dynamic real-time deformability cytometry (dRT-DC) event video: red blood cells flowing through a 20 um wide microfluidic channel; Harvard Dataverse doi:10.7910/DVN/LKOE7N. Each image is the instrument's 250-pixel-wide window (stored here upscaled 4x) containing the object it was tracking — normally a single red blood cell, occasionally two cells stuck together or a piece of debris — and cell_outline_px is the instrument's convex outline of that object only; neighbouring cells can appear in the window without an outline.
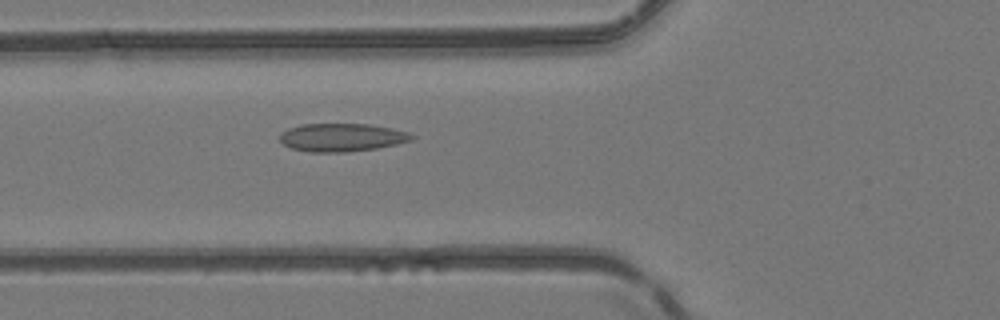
{"species": "common noctule bat (a hibernating species)", "species_latin": "Nyctalus noctula", "temperature_condition": "room temperature", "stored_images_in_passage": 51, "camera_frame_rate_fps": 3000, "um_per_image_px": 0.085, "animal": {"sex": "female", "body_mass_g": 24.6, "forearm_length_mm": 56.2}, "frame": {"image": 1, "passage_image": 20, "time_ms": 6.333, "image_size_px": [1000, 320], "cell_outline_px": [[416, 136], [412, 140], [396, 144], [376, 148], [344, 152], [308, 152], [292, 148], [284, 144], [280, 140], [280, 132], [288, 128], [300, 124], [368, 124], [392, 128], [408, 132]], "centroid_in_image_um": [29.04, 11.67], "position_along_channel_um": 96.8, "area_um2": 21.62}}
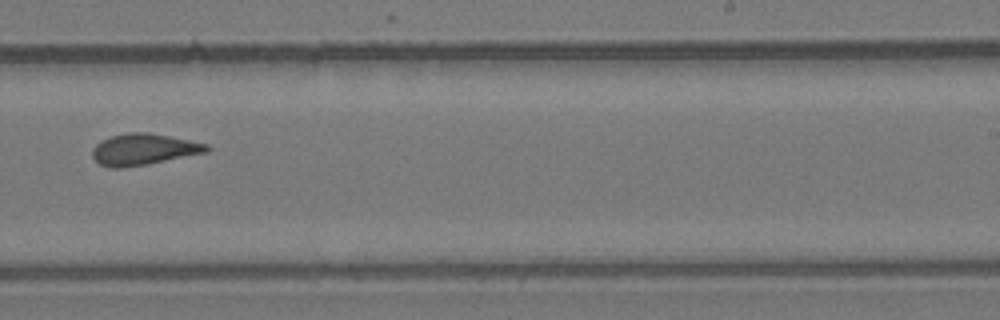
{"frame": {"image": 2, "passage_image": 33, "time_ms": 10.667, "image_size_px": [1000, 320], "cell_outline_px": [[212, 148], [208, 152], [148, 164], [124, 168], [108, 168], [100, 164], [92, 156], [92, 148], [100, 140], [112, 136], [128, 132], [148, 132], [208, 144]], "centroid_in_image_um": [12.2, 12.7], "position_along_channel_um": 276.8, "area_um2": 20.98}}
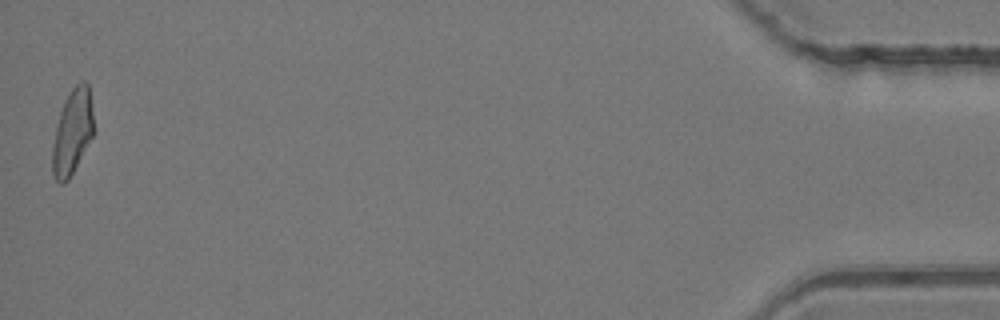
{"frame": {"image": 3, "passage_image": 51, "time_ms": 16.667, "image_size_px": [1000, 320], "cell_outline_px": [[96, 132], [68, 180], [64, 184], [60, 184], [56, 180], [52, 172], [52, 148], [56, 128], [60, 112], [64, 100], [72, 88], [80, 80], [84, 80], [88, 84]], "centroid_in_image_um": [6.18, 11.21], "position_along_channel_um": 429.0, "area_um2": 20.75}, "authors_computed_cell_mechanics": {"area_um2": 20.8658, "velocity_mm_per_s": 4.1602, "shape_relaxation_time_tau1_ms": null, "shape_relaxation_time_tau2_ms": 2.0282, "deformation_change_tau1": null, "deformation_change_tau2": 0.0868}}